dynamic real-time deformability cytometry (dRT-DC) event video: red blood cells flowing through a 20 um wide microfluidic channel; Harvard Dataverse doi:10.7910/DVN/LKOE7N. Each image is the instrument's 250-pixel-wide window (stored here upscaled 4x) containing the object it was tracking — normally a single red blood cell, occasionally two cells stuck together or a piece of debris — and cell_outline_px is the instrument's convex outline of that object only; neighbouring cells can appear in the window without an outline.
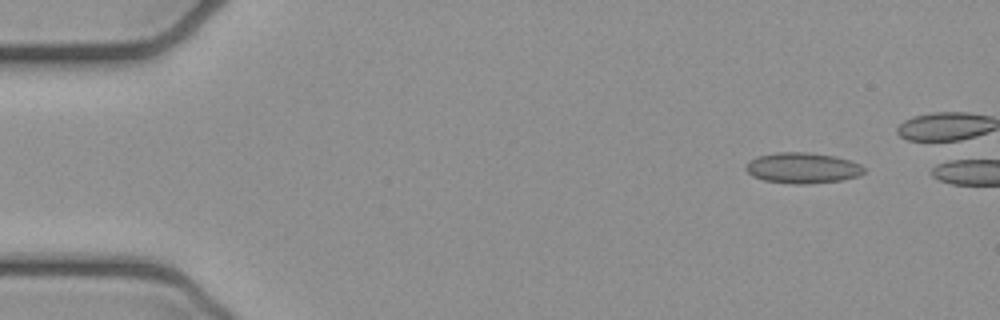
{"species": "common noctule bat (a hibernating species)", "species_latin": "Nyctalus noctula", "temperature_condition": "cold", "stored_images_in_passage": 6, "camera_frame_rate_fps": 3000, "um_per_image_px": 0.085, "animal": {"sex": "female", "body_mass_g": 21.9}, "frame": {"image": 1, "passage_image": 2, "time_ms": 0.333, "image_size_px": [1000, 320], "cell_outline_px": [[868, 168], [864, 172], [856, 176], [844, 180], [808, 184], [792, 184], [764, 180], [752, 176], [744, 168], [756, 156], [776, 152], [808, 152], [836, 156], [860, 164]], "centroid_in_image_um": [68.24, 14.28], "position_along_channel_um": 16.8, "area_um2": 21.27}}